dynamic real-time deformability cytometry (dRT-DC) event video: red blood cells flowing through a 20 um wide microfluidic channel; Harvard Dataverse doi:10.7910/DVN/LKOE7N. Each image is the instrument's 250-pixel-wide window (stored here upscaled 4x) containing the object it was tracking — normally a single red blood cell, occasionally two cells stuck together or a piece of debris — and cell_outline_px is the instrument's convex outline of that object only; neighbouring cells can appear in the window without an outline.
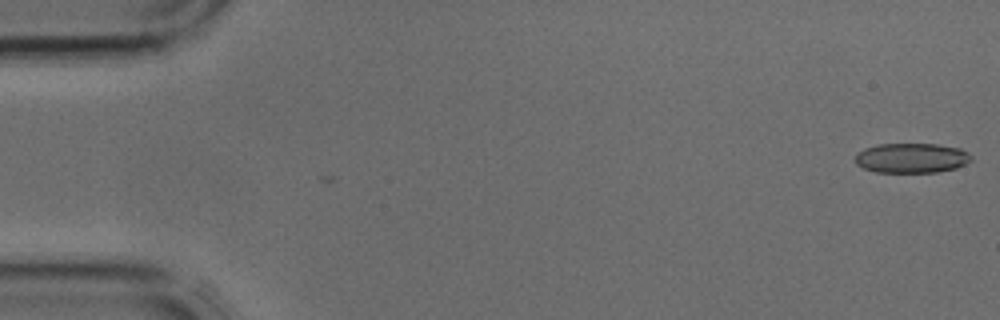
{"species": "common noctule bat (a hibernating species)", "species_latin": "Nyctalus noctula", "temperature_condition": "cold", "stored_images_in_passage": 2, "camera_frame_rate_fps": 3000, "um_per_image_px": 0.085, "animal": {"sex": "male", "body_mass_g": 17.9, "forearm_length_mm": 54.2}, "frame": {"image": 1, "passage_image": 1, "time_ms": 0.0, "image_size_px": [1000, 320], "cell_outline_px": [[972, 160], [956, 168], [936, 172], [876, 172], [864, 168], [856, 164], [856, 152], [864, 148], [880, 144], [936, 144], [960, 148], [968, 152], [972, 156]], "centroid_in_image_um": [77.49, 13.43], "position_along_channel_um": 7.5, "area_um2": 20.17}}